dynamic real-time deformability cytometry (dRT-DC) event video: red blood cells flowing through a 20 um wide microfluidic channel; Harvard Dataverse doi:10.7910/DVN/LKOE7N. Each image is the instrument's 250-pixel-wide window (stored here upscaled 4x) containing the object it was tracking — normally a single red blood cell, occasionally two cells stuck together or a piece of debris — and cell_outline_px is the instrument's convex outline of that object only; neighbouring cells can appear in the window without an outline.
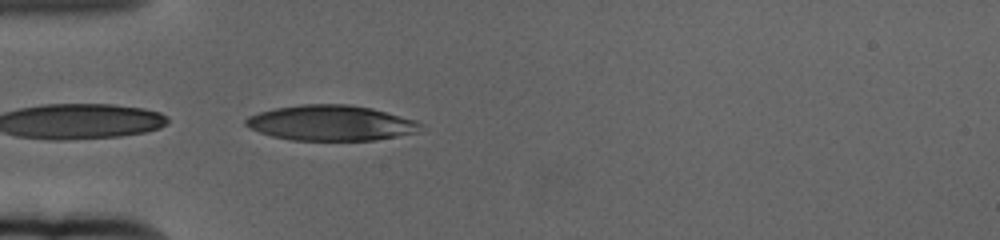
{"species": "human", "species_latin": "Homo sapiens", "temperature_condition": "cold", "stored_images_in_passage": 7, "camera_frame_rate_fps": 3000, "um_per_image_px": 0.085, "donor": {"sex": "female"}, "frame": {"image": 1, "passage_image": 1, "time_ms": 0.0, "image_size_px": [1000, 240], "cell_outline_px": [[424, 124], [420, 132], [376, 140], [292, 140], [272, 136], [260, 132], [244, 124], [244, 120], [248, 116], [260, 112], [276, 108], [300, 104], [348, 104], [372, 108], [416, 120]], "centroid_in_image_um": [28.18, 10.45], "position_along_channel_um": 56.8, "area_um2": 36.13}}